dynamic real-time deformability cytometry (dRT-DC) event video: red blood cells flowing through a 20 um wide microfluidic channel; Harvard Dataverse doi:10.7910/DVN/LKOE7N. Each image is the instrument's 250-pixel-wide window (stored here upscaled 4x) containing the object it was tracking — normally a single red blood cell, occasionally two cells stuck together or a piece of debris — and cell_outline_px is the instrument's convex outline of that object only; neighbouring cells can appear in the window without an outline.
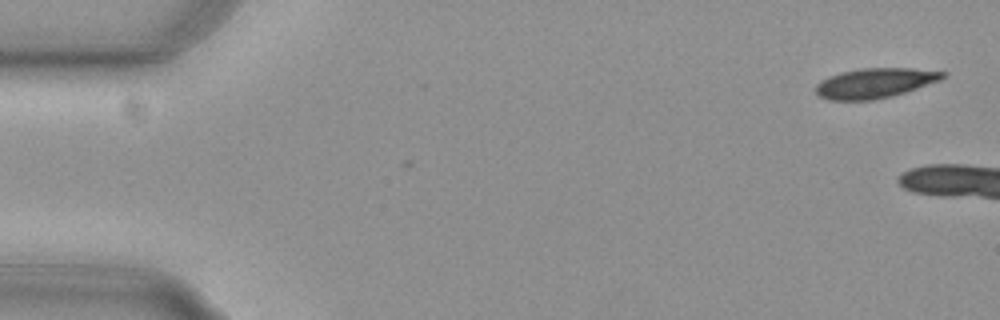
{"species": "common noctule bat (a hibernating species)", "species_latin": "Nyctalus noctula", "temperature_condition": "cold", "stored_images_in_passage": 2, "camera_frame_rate_fps": 3000, "um_per_image_px": 0.085, "animal": {"sex": "female", "body_mass_g": 29.2, "forearm_length_mm": 56.3}, "frame": {"image": 1, "passage_image": 2, "time_ms": 0.333, "image_size_px": [1000, 320], "cell_outline_px": [[948, 72], [940, 80], [904, 92], [872, 100], [828, 100], [820, 96], [816, 92], [816, 84], [820, 80], [828, 76], [840, 72], [860, 68], [912, 68]], "centroid_in_image_um": [74.32, 7.05], "position_along_channel_um": 10.7, "area_um2": 21.96}}